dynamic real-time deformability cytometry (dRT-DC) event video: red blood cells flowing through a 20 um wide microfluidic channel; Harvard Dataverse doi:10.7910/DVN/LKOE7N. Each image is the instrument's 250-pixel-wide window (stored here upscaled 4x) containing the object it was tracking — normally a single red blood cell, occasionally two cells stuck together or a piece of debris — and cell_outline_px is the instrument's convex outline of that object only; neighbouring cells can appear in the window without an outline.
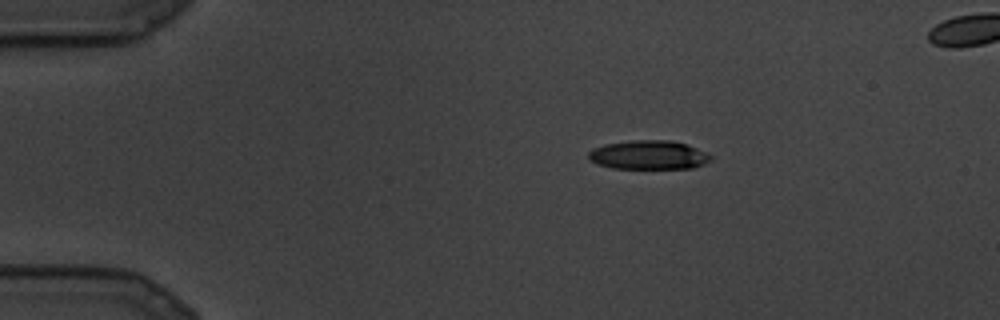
{"species": "common noctule bat (a hibernating species)", "species_latin": "Nyctalus noctula", "temperature_condition": "cold", "stored_images_in_passage": 24, "camera_frame_rate_fps": 3000, "um_per_image_px": 0.085, "animal": {"sex": "male", "body_mass_g": 19.5, "forearm_length_mm": 54.6}, "frame": {"image": 1, "passage_image": 5, "time_ms": 1.333, "image_size_px": [1000, 320], "cell_outline_px": [[712, 160], [704, 164], [692, 168], [612, 168], [596, 164], [588, 156], [588, 152], [592, 148], [604, 144], [632, 140], [672, 140], [688, 144], [712, 156]], "centroid_in_image_um": [55.13, 13.16], "position_along_channel_um": 29.9, "area_um2": 20.69}}
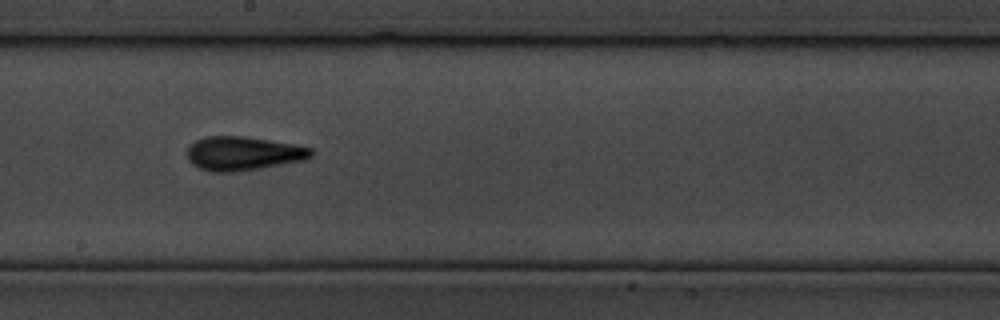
{"frame": {"image": 2, "passage_image": 15, "time_ms": 4.667, "image_size_px": [1000, 320], "cell_outline_px": [[312, 156], [308, 160], [260, 168], [232, 172], [212, 172], [200, 168], [192, 164], [188, 160], [188, 148], [196, 140], [208, 136], [244, 136], [292, 144], [312, 148]], "centroid_in_image_um": [20.68, 13.05], "position_along_channel_um": 227.5, "area_um2": 24.39}}
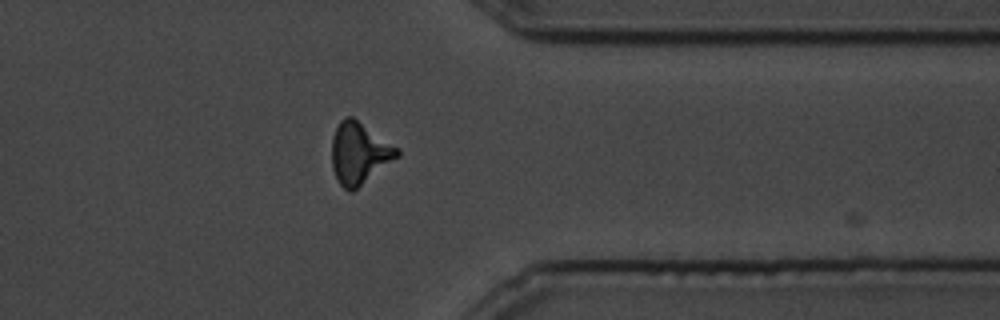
{"frame": {"image": 3, "passage_image": 21, "time_ms": 6.667, "image_size_px": [1000, 320], "cell_outline_px": [[400, 156], [352, 192], [348, 192], [336, 180], [332, 168], [332, 136], [340, 120], [344, 116], [352, 116], [400, 148]], "centroid_in_image_um": [30.54, 13.02], "position_along_channel_um": 380.9, "area_um2": 23.76}}